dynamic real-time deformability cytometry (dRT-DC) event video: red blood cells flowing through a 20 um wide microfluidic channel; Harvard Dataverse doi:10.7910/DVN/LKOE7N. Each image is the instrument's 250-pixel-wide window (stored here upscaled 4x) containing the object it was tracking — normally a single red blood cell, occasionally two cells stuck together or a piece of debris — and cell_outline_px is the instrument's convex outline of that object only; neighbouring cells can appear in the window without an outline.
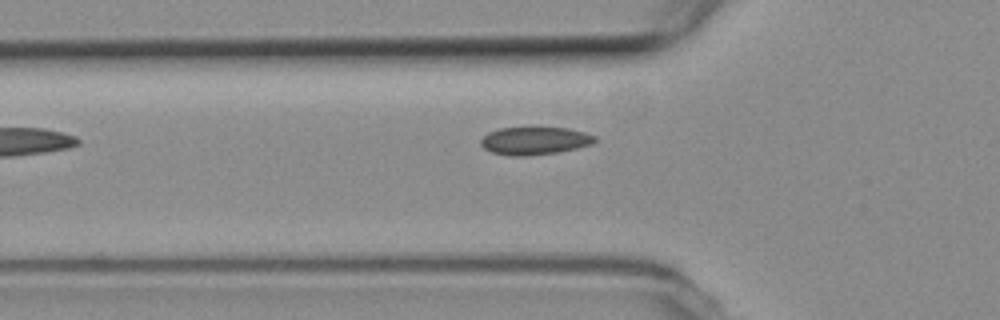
{"species": "common noctule bat (a hibernating species)", "species_latin": "Nyctalus noctula", "temperature_condition": "room temperature", "stored_images_in_passage": 5, "camera_frame_rate_fps": 3000, "um_per_image_px": 0.085, "animal": {"sex": "female", "body_mass_g": 19.3, "forearm_length_mm": 54.1}, "frame": {"image": 1, "passage_image": 5, "time_ms": 1.333, "image_size_px": [1000, 320], "cell_outline_px": [[600, 140], [592, 144], [560, 152], [528, 156], [508, 156], [492, 152], [484, 148], [480, 144], [480, 140], [488, 132], [500, 128], [568, 128], [584, 132], [596, 136]], "centroid_in_image_um": [45.47, 11.97], "position_along_channel_um": 80.3, "area_um2": 18.61}}